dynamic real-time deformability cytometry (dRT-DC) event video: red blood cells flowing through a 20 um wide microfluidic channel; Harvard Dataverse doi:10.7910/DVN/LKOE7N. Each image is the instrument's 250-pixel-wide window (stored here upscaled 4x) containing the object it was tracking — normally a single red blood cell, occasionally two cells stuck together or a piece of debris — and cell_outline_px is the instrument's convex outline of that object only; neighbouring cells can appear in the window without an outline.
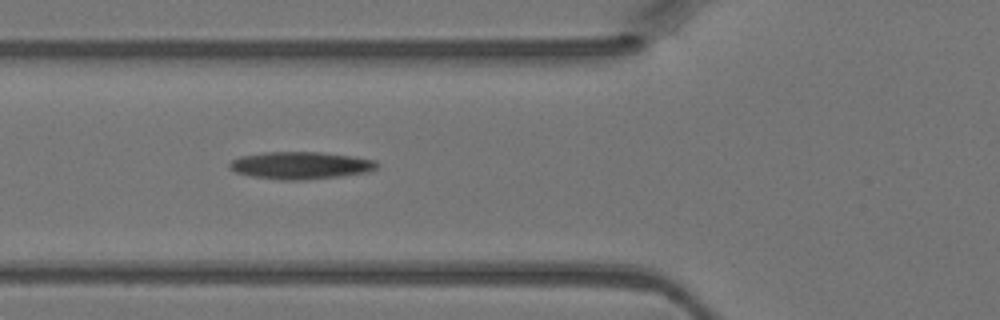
{"species": "Egyptian fruit bat (a non-hibernating species)", "species_latin": "Rousettus aegyptiacus", "temperature_condition": "warm", "stored_images_in_passage": 3, "camera_frame_rate_fps": 3000, "um_per_image_px": 0.085, "animal": {"sex": "female"}, "frame": {"image": 1, "passage_image": 3, "time_ms": 0.667, "image_size_px": [1000, 320], "cell_outline_px": [[380, 164], [376, 168], [364, 172], [340, 176], [304, 180], [280, 180], [252, 176], [236, 172], [228, 168], [228, 164], [232, 160], [240, 156], [264, 152], [320, 152], [352, 156], [376, 160]], "centroid_in_image_um": [25.52, 14.05], "position_along_channel_um": 100.3, "area_um2": 23.47}}